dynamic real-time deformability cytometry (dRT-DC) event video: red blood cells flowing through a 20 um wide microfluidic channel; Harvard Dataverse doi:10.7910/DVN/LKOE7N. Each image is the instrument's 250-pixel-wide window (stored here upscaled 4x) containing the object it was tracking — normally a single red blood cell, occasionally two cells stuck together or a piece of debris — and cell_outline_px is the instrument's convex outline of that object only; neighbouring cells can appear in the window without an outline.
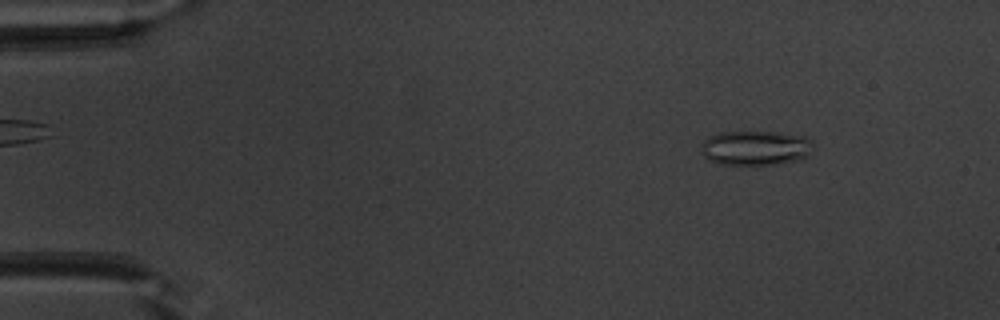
{"species": "common noctule bat (a hibernating species)", "species_latin": "Nyctalus noctula", "temperature_condition": "warm", "stored_images_in_passage": 46, "camera_frame_rate_fps": 3000, "um_per_image_px": 0.085, "animal": {"sex": "male", "body_mass_g": 20.1, "forearm_length_mm": 53.5}, "frame": {"image": 1, "passage_image": 2, "time_ms": 0.333, "image_size_px": [1000, 320], "cell_outline_px": [[812, 144], [808, 156], [796, 160], [776, 164], [720, 164], [708, 160], [704, 156], [704, 140], [708, 136], [720, 132], [776, 132], [808, 136], [812, 140]], "centroid_in_image_um": [64.25, 12.56], "position_along_channel_um": 20.7, "area_um2": 22.43}}
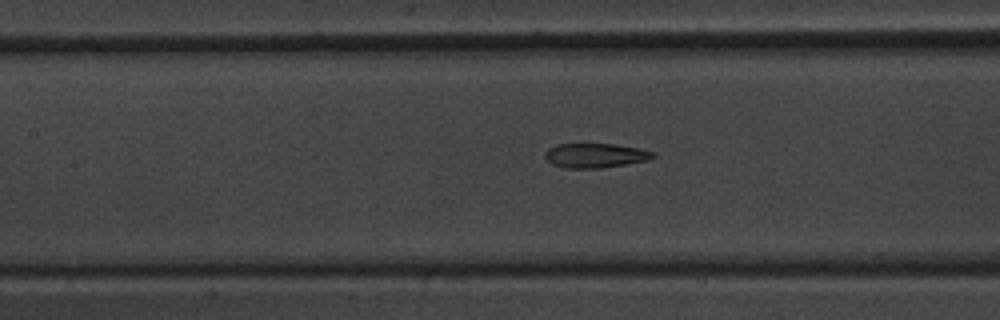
{"frame": {"image": 2, "passage_image": 19, "time_ms": 6.0, "image_size_px": [1000, 320], "cell_outline_px": [[656, 156], [648, 160], [600, 168], [564, 168], [552, 164], [544, 156], [544, 152], [548, 148], [556, 144], [616, 144], [636, 148], [652, 152]], "centroid_in_image_um": [50.54, 13.21], "position_along_channel_um": 156.9, "area_um2": 15.26}}
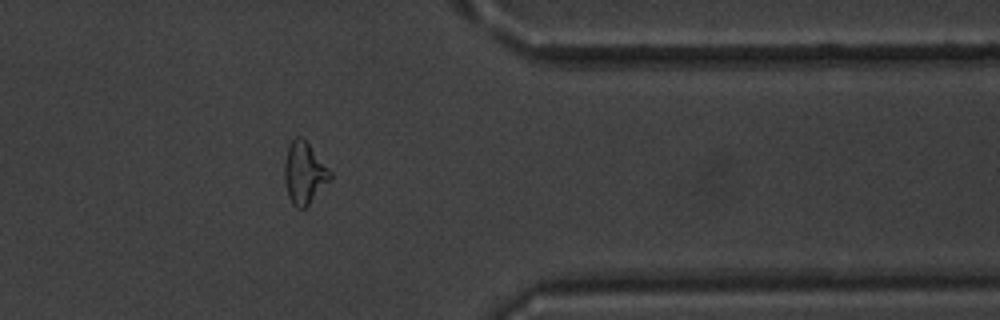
{"frame": {"image": 3, "passage_image": 37, "time_ms": 12.0, "image_size_px": [1000, 320], "cell_outline_px": [[332, 176], [308, 204], [304, 208], [296, 208], [292, 204], [288, 196], [284, 180], [284, 160], [288, 144], [296, 136], [300, 136], [308, 144], [332, 172]], "centroid_in_image_um": [25.81, 14.69], "position_along_channel_um": 385.6, "area_um2": 16.18}, "authors_computed_cell_mechanics": {"area_um2": 16.6464, "velocity_mm_per_s": 4.0105, "shape_relaxation_time_tau1_ms": null, "shape_relaxation_time_tau2_ms": 1.8135, "deformation_change_tau1": null, "deformation_change_tau2": 0.0947}}